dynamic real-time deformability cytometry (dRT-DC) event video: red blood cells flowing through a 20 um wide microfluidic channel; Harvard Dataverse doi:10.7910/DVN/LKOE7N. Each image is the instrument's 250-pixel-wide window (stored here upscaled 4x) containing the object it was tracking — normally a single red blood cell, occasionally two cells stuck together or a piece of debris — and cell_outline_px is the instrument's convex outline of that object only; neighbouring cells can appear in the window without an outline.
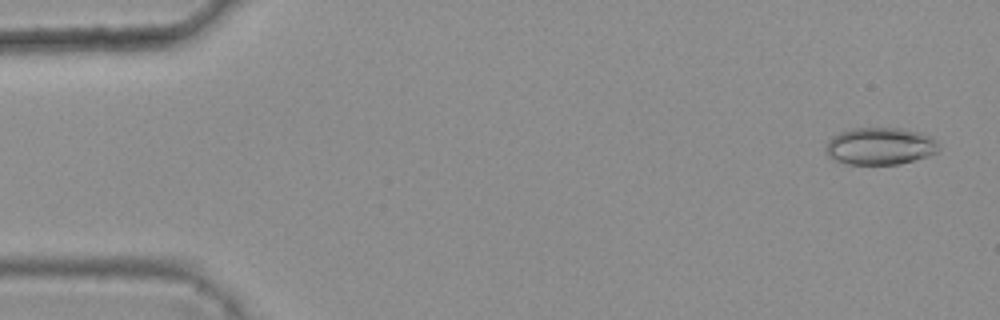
{"species": "common noctule bat (a hibernating species)", "species_latin": "Nyctalus noctula", "temperature_condition": "warm", "stored_images_in_passage": 46, "camera_frame_rate_fps": 3000, "um_per_image_px": 0.085, "animal": {"sex": "female", "body_mass_g": 25.1}, "frame": {"image": 1, "passage_image": 2, "time_ms": 0.333, "image_size_px": [1000, 320], "cell_outline_px": [[940, 148], [936, 152], [928, 156], [900, 164], [848, 164], [832, 160], [824, 152], [824, 148], [828, 140], [832, 136], [840, 132], [852, 128], [900, 128], [920, 132], [932, 136], [936, 140]], "centroid_in_image_um": [74.78, 12.42], "position_along_channel_um": 10.2, "area_um2": 24.85}}
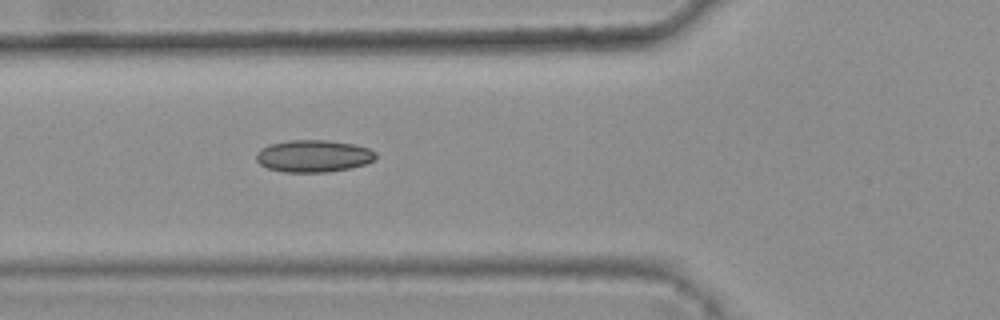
{"frame": {"image": 2, "passage_image": 19, "time_ms": 6.0, "image_size_px": [1000, 320], "cell_outline_px": [[376, 156], [368, 164], [328, 172], [284, 172], [268, 168], [260, 164], [256, 160], [256, 152], [260, 148], [272, 144], [288, 140], [328, 140], [356, 144], [368, 148], [376, 152]], "centroid_in_image_um": [26.65, 13.26], "position_along_channel_um": 99.2, "area_um2": 22.48}}
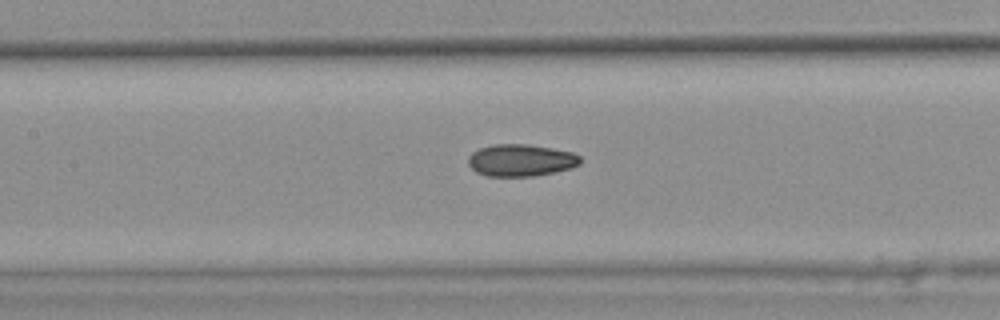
{"frame": {"image": 3, "passage_image": 24, "time_ms": 7.667, "image_size_px": [1000, 320], "cell_outline_px": [[580, 164], [572, 168], [556, 172], [532, 176], [488, 176], [476, 172], [468, 164], [468, 156], [472, 152], [480, 148], [496, 144], [528, 144], [552, 148], [572, 152], [580, 156]], "centroid_in_image_um": [44.28, 13.62], "position_along_channel_um": 163.1, "area_um2": 20.98}, "authors_computed_cell_mechanics": {"area_um2": 21.0681, "velocity_mm_per_s": 3.8215, "shape_relaxation_time_tau1_ms": null, "shape_relaxation_time_tau2_ms": 3.7159, "deformation_change_tau1": null, "deformation_change_tau2": 0.0981}}